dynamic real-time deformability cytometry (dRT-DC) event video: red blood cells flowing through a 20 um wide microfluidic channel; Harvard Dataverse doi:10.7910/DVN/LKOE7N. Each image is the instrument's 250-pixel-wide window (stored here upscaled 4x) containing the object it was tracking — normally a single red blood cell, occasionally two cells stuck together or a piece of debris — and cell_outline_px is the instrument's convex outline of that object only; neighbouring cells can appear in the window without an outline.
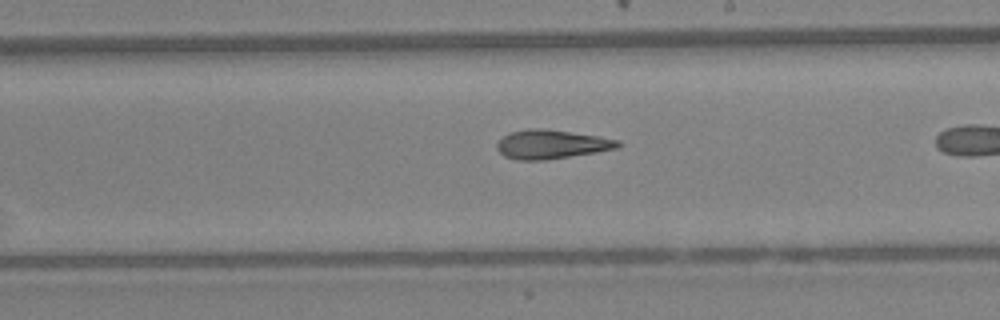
{"species": "Egyptian fruit bat (a non-hibernating species)", "species_latin": "Rousettus aegyptiacus", "temperature_condition": "warm", "stored_images_in_passage": 23, "camera_frame_rate_fps": 3000, "um_per_image_px": 0.085, "animal": {"sex": "female"}, "frame": {"image": 1, "passage_image": 14, "time_ms": 4.333, "image_size_px": [1000, 320], "cell_outline_px": [[624, 144], [616, 148], [596, 152], [544, 160], [516, 160], [504, 156], [496, 148], [496, 144], [508, 132], [528, 128], [540, 128], [596, 136], [620, 140]], "centroid_in_image_um": [46.84, 12.27], "position_along_channel_um": 242.2, "area_um2": 20.29}}
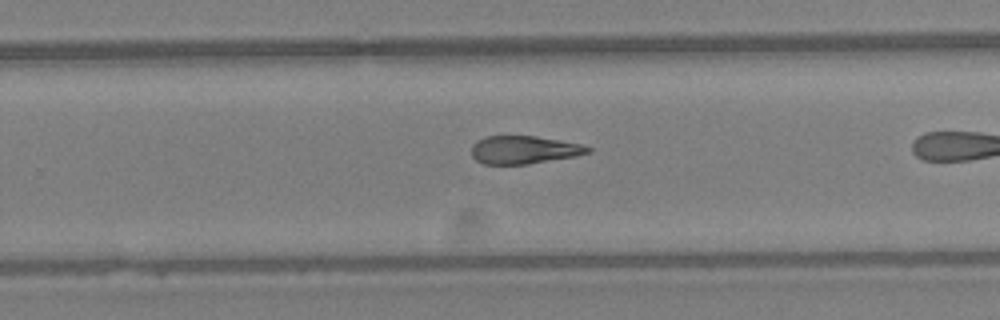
{"frame": {"image": 2, "passage_image": 17, "time_ms": 5.333, "image_size_px": [1000, 320], "cell_outline_px": [[592, 152], [576, 156], [528, 164], [484, 164], [476, 160], [472, 156], [472, 144], [476, 140], [488, 136], [536, 136], [580, 144], [592, 148]], "centroid_in_image_um": [44.53, 12.74], "position_along_channel_um": 285.3, "area_um2": 18.96}}
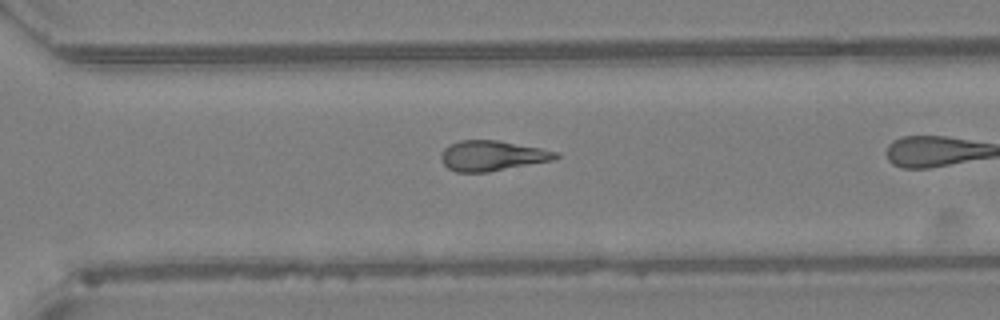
{"frame": {"image": 3, "passage_image": 20, "time_ms": 6.333, "image_size_px": [1000, 320], "cell_outline_px": [[560, 156], [552, 160], [488, 172], [456, 172], [448, 168], [440, 160], [440, 156], [444, 148], [460, 140], [496, 140], [540, 148], [556, 152]], "centroid_in_image_um": [41.79, 13.24], "position_along_channel_um": 328.8, "area_um2": 19.94}}